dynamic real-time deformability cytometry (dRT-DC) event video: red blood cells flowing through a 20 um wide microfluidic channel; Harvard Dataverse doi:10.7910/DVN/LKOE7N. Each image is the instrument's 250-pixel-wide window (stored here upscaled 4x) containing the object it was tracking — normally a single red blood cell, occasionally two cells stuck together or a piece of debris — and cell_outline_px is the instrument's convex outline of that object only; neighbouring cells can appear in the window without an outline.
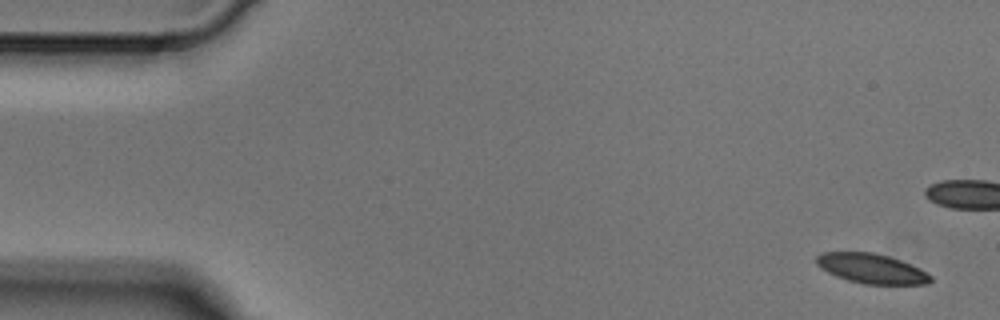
{"species": "Egyptian fruit bat (a non-hibernating species)", "species_latin": "Rousettus aegyptiacus", "temperature_condition": "cold", "stored_images_in_passage": 5, "camera_frame_rate_fps": 3000, "um_per_image_px": 0.085, "animal": {"sex": "male"}, "frame": {"image": 1, "passage_image": 1, "time_ms": 0.0, "image_size_px": [1000, 320], "cell_outline_px": [[932, 280], [928, 284], [864, 284], [848, 280], [836, 276], [820, 268], [816, 264], [816, 256], [820, 252], [872, 252], [888, 256], [900, 260], [920, 268], [932, 276]], "centroid_in_image_um": [74.07, 22.82], "position_along_channel_um": 10.9, "area_um2": 19.83}}